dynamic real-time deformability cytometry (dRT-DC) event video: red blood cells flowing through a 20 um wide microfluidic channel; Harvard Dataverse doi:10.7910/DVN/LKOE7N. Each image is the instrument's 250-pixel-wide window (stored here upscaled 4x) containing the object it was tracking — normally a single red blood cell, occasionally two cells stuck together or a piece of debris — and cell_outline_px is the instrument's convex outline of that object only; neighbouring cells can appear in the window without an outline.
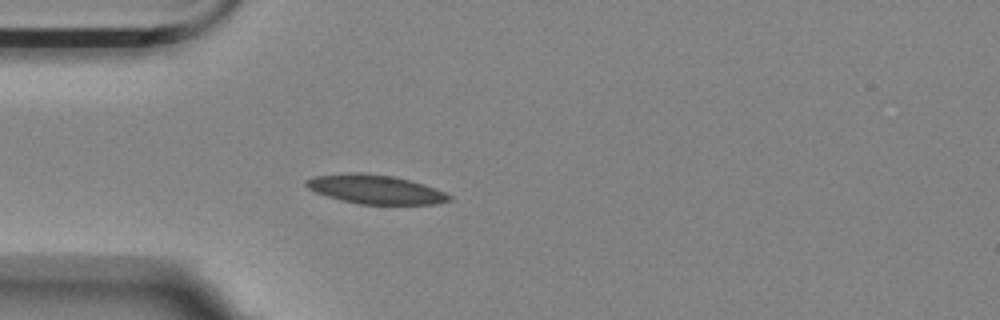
{"species": "Egyptian fruit bat (a non-hibernating species)", "species_latin": "Rousettus aegyptiacus", "temperature_condition": "room temperature", "stored_images_in_passage": 5, "camera_frame_rate_fps": 3000, "um_per_image_px": 0.085, "animal": {"sex": "female"}, "frame": {"image": 1, "passage_image": 5, "time_ms": 1.333, "image_size_px": [1000, 320], "cell_outline_px": [[452, 200], [436, 204], [360, 204], [340, 200], [316, 192], [308, 188], [304, 184], [304, 180], [312, 176], [356, 172], [360, 172], [392, 176], [424, 184], [436, 188], [452, 196]], "centroid_in_image_um": [31.9, 16.09], "position_along_channel_um": 53.1, "area_um2": 24.16}}